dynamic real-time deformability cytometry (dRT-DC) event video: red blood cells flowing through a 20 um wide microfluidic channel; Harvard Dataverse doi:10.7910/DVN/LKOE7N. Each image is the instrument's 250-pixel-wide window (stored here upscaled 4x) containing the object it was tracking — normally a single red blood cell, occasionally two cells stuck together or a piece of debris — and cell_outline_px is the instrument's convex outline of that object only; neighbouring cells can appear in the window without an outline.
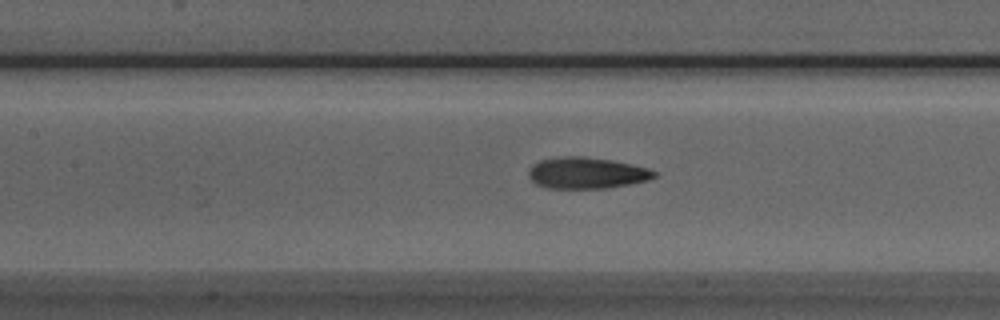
{"species": "Egyptian fruit bat (a non-hibernating species)", "species_latin": "Rousettus aegyptiacus", "temperature_condition": "room temperature", "stored_images_in_passage": 41, "camera_frame_rate_fps": 3000, "um_per_image_px": 0.085, "animal": {"sex": "male"}, "frame": {"image": 1, "passage_image": 15, "time_ms": 4.667, "image_size_px": [1000, 320], "cell_outline_px": [[656, 176], [648, 180], [608, 188], [548, 188], [536, 184], [528, 176], [528, 168], [532, 164], [540, 160], [564, 156], [584, 156], [612, 160], [632, 164], [648, 168], [656, 172]], "centroid_in_image_um": [49.84, 14.69], "position_along_channel_um": 157.6, "area_um2": 23.0}}
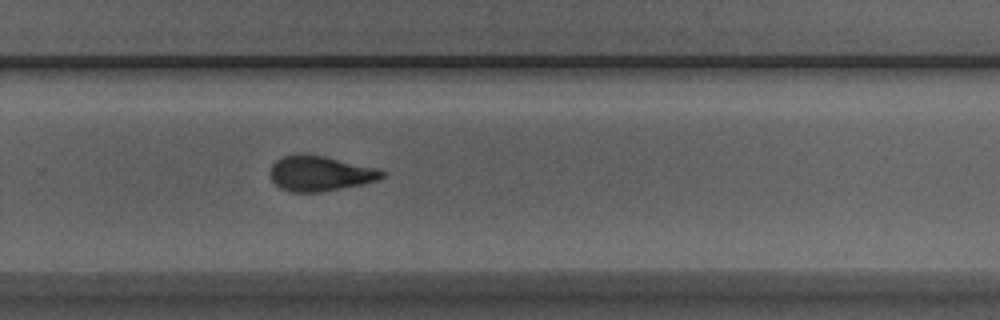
{"frame": {"image": 2, "passage_image": 26, "time_ms": 8.333, "image_size_px": [1000, 320], "cell_outline_px": [[388, 172], [384, 176], [376, 180], [360, 184], [320, 192], [288, 192], [280, 188], [268, 176], [268, 172], [272, 164], [276, 160], [284, 156], [324, 156], [376, 168]], "centroid_in_image_um": [27.17, 14.77], "position_along_channel_um": 302.6, "area_um2": 22.48}}
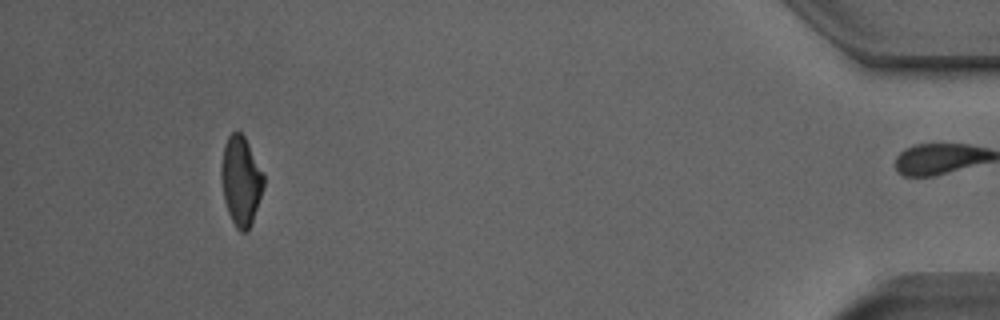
{"frame": {"image": 3, "passage_image": 40, "time_ms": 13.0, "image_size_px": [1000, 320], "cell_outline_px": [[264, 184], [248, 232], [240, 232], [236, 228], [228, 212], [224, 200], [220, 176], [220, 164], [224, 144], [228, 136], [232, 132], [240, 132], [244, 136], [264, 176]], "centroid_in_image_um": [20.44, 15.36], "position_along_channel_um": 414.8, "area_um2": 21.79}, "authors_computed_cell_mechanics": {"area_um2": 22.6576, "velocity_mm_per_s": 3.9703, "shape_relaxation_time_tau1_ms": 5.4977, "shape_relaxation_time_tau2_ms": 2.8731, "deformation_change_tau1": 0.1819, "deformation_change_tau2": 0.1117}}